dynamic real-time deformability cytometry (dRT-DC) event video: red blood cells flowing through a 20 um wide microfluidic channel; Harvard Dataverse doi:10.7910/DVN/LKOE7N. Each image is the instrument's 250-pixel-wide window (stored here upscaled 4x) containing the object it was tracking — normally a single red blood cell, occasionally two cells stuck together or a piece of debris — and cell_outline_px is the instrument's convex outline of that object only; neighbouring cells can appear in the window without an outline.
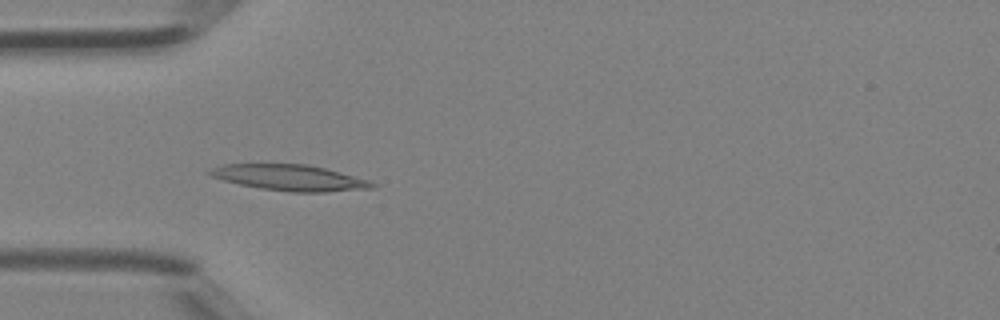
{"species": "Egyptian fruit bat (a non-hibernating species)", "species_latin": "Rousettus aegyptiacus", "temperature_condition": "room temperature", "stored_images_in_passage": 38, "camera_frame_rate_fps": 3000, "um_per_image_px": 0.085, "animal": {"sex": "female"}, "frame": {"image": 1, "passage_image": 9, "time_ms": 2.667, "image_size_px": [1000, 320], "cell_outline_px": [[376, 188], [324, 192], [292, 192], [260, 188], [240, 184], [224, 180], [212, 176], [204, 172], [220, 164], [308, 164], [340, 172], [368, 180], [376, 184]], "centroid_in_image_um": [24.62, 15.1], "position_along_channel_um": 60.4, "area_um2": 24.45}}
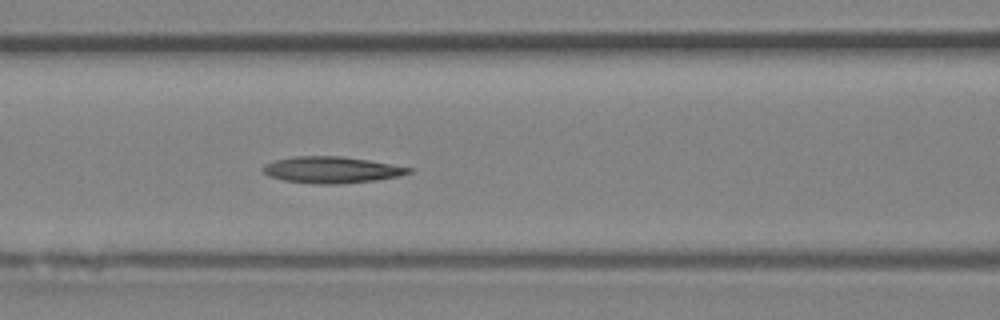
{"frame": {"image": 2, "passage_image": 14, "time_ms": 4.333, "image_size_px": [1000, 320], "cell_outline_px": [[412, 172], [396, 176], [376, 180], [340, 184], [320, 184], [284, 180], [272, 176], [264, 172], [264, 164], [276, 160], [292, 156], [340, 156], [368, 160], [412, 168]], "centroid_in_image_um": [28.19, 14.43], "position_along_channel_um": 138.4, "area_um2": 22.08}}
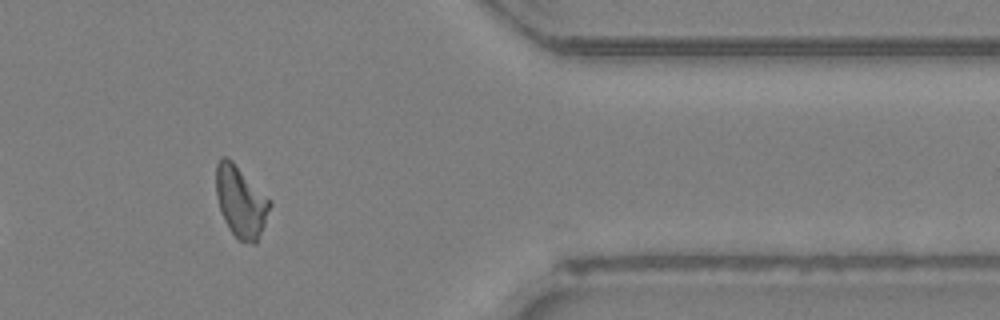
{"frame": {"image": 3, "passage_image": 31, "time_ms": 10.0, "image_size_px": [1000, 320], "cell_outline_px": [[272, 204], [256, 244], [252, 244], [240, 240], [228, 228], [224, 220], [216, 196], [216, 164], [220, 156], [228, 156], [272, 200]], "centroid_in_image_um": [20.47, 17.1], "position_along_channel_um": 390.9, "area_um2": 22.48}}